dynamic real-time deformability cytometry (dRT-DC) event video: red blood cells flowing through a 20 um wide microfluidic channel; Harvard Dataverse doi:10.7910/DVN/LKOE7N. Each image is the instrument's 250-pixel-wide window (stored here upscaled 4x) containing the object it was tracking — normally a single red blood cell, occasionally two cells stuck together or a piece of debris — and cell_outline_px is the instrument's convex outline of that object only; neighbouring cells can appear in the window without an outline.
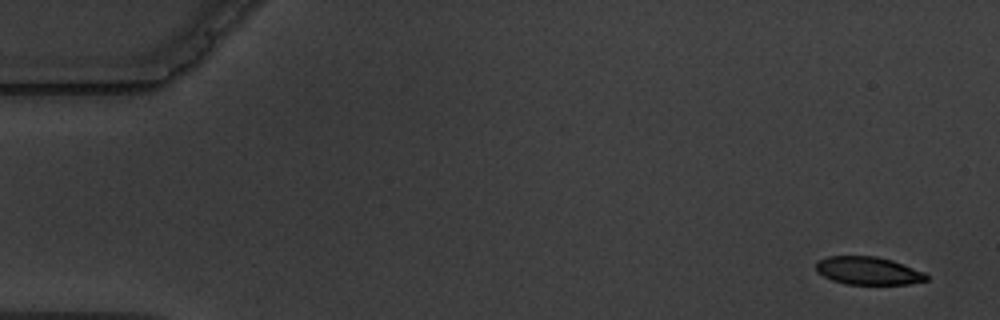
{"species": "common noctule bat (a hibernating species)", "species_latin": "Nyctalus noctula", "temperature_condition": "warm", "stored_images_in_passage": 15, "camera_frame_rate_fps": 3000, "um_per_image_px": 0.085, "animal": {"sex": "male", "body_mass_g": 19.5, "forearm_length_mm": 54.6}, "frame": {"image": 1, "passage_image": 1, "time_ms": 0.0, "image_size_px": [1000, 320], "cell_outline_px": [[928, 280], [908, 284], [848, 284], [832, 280], [824, 276], [816, 268], [816, 260], [828, 256], [876, 256], [892, 260], [924, 272], [928, 276]], "centroid_in_image_um": [73.8, 23.0], "position_along_channel_um": 11.2, "area_um2": 17.86}}
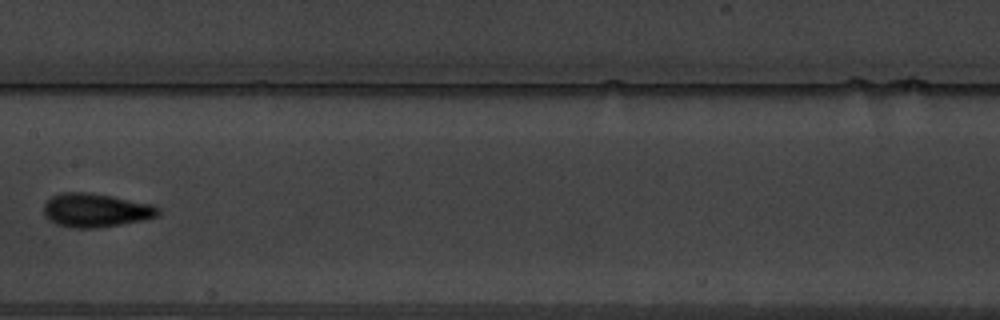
{"frame": {"image": 2, "passage_image": 8, "time_ms": 9.0, "image_size_px": [1000, 320], "cell_outline_px": [[160, 212], [156, 216], [144, 220], [96, 228], [72, 228], [56, 224], [48, 220], [44, 216], [44, 204], [52, 196], [64, 192], [88, 192], [112, 196], [152, 204], [160, 208]], "centroid_in_image_um": [8.12, 17.87], "position_along_channel_um": 199.3, "area_um2": 22.54}}
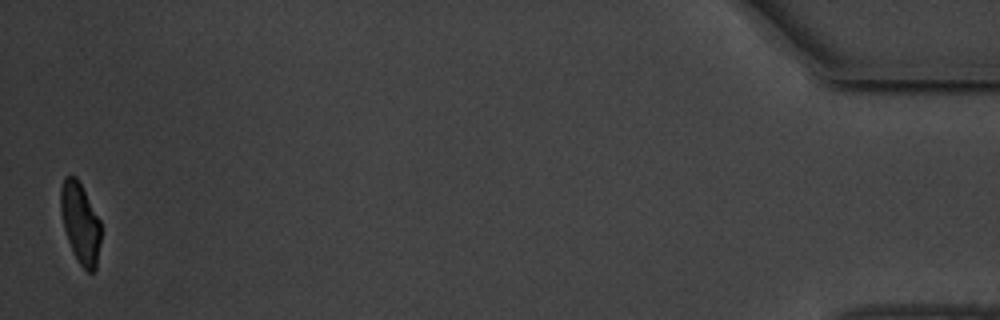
{"frame": {"image": 3, "passage_image": 15, "time_ms": 18.0, "image_size_px": [1000, 320], "cell_outline_px": [[100, 240], [96, 268], [92, 272], [88, 272], [80, 264], [68, 240], [64, 228], [60, 208], [60, 188], [64, 176], [76, 176], [100, 220]], "centroid_in_image_um": [6.81, 18.92], "position_along_channel_um": 428.4, "area_um2": 18.55}, "authors_computed_cell_mechanics": {"area_um2": 20.23, "velocity_mm_per_s": 3.551, "shape_relaxation_time_tau1_ms": 2.3783, "shape_relaxation_time_tau2_ms": 1.288, "deformation_change_tau1": 0.1089, "deformation_change_tau2": 0.0446}}